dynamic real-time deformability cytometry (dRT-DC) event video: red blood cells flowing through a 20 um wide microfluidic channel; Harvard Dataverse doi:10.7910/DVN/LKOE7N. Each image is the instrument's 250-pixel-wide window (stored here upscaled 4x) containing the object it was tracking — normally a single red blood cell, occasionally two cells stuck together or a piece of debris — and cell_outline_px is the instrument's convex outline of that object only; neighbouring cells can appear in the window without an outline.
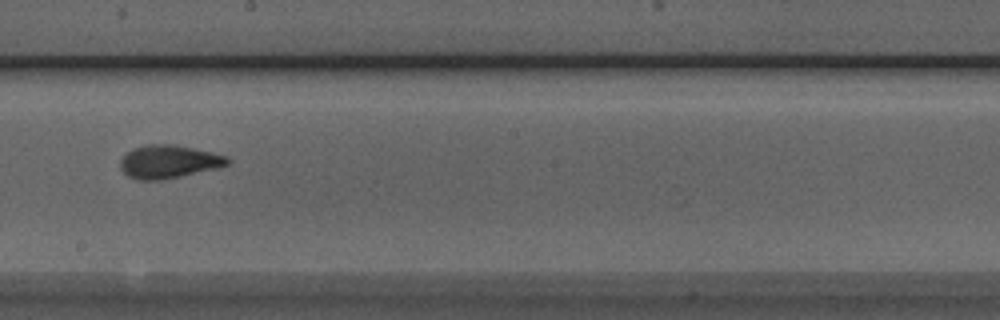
{"species": "Egyptian fruit bat (a non-hibernating species)", "species_latin": "Rousettus aegyptiacus", "temperature_condition": "room temperature", "stored_images_in_passage": 5, "camera_frame_rate_fps": 3000, "um_per_image_px": 0.085, "animal": {"sex": "male"}, "frame": {"image": 1, "passage_image": 5, "time_ms": 4.333, "image_size_px": [1000, 320], "cell_outline_px": [[232, 160], [228, 164], [216, 168], [180, 176], [160, 180], [136, 180], [128, 176], [120, 168], [120, 160], [132, 148], [148, 144], [176, 144], [212, 152], [228, 156]], "centroid_in_image_um": [14.34, 13.73], "position_along_channel_um": 233.9, "area_um2": 20.75}}